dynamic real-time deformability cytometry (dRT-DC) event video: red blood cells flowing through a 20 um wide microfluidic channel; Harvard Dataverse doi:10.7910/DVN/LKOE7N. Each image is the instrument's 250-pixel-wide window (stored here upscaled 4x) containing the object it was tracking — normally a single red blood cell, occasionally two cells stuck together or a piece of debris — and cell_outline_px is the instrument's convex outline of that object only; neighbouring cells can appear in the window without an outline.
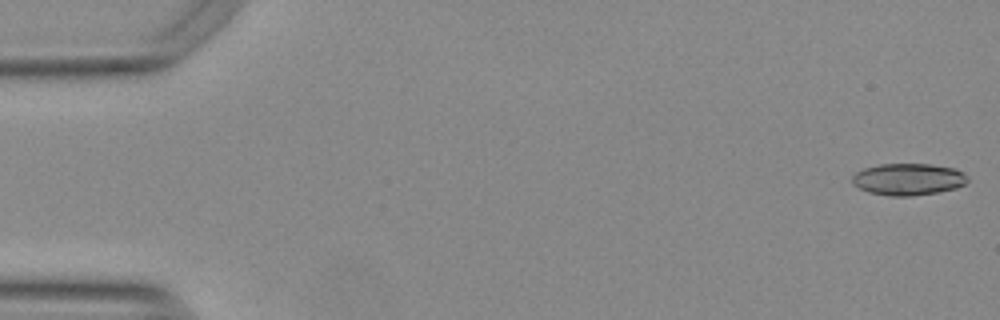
{"species": "Egyptian fruit bat (a non-hibernating species)", "species_latin": "Rousettus aegyptiacus", "temperature_condition": "warm", "stored_images_in_passage": 54, "camera_frame_rate_fps": 3000, "um_per_image_px": 0.085, "animal": {"sex": "female"}, "frame": {"image": 1, "passage_image": 1, "time_ms": 0.0, "image_size_px": [1000, 320], "cell_outline_px": [[968, 180], [964, 184], [956, 188], [936, 192], [912, 196], [892, 196], [868, 192], [852, 184], [852, 176], [856, 172], [864, 168], [880, 164], [928, 164], [956, 168], [964, 172], [968, 176]], "centroid_in_image_um": [77.21, 15.23], "position_along_channel_um": 7.8, "area_um2": 21.44}}
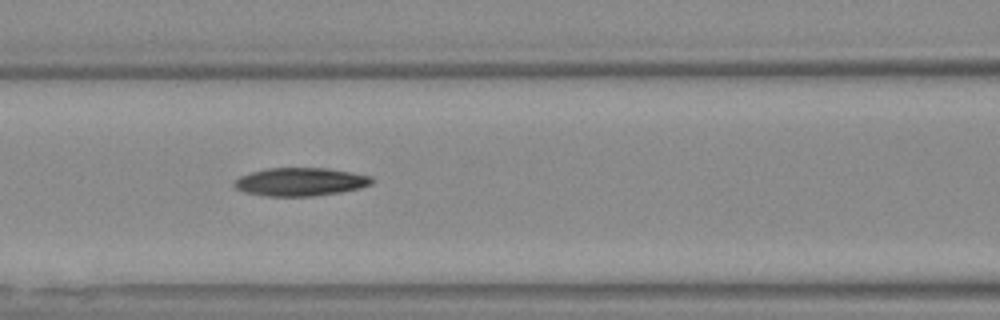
{"frame": {"image": 2, "passage_image": 23, "time_ms": 7.333, "image_size_px": [1000, 320], "cell_outline_px": [[372, 184], [360, 188], [340, 192], [312, 196], [268, 196], [244, 192], [236, 188], [232, 184], [240, 176], [264, 168], [328, 168], [352, 172], [372, 176]], "centroid_in_image_um": [25.54, 15.45], "position_along_channel_um": 141.1, "area_um2": 22.6}}
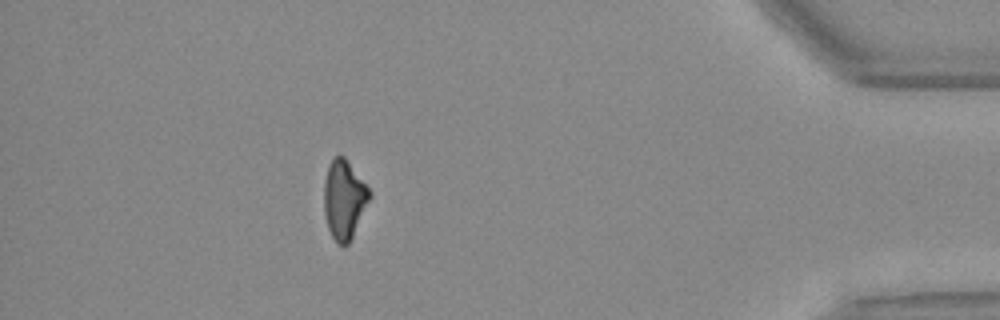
{"frame": {"image": 3, "passage_image": 48, "time_ms": 15.667, "image_size_px": [1000, 320], "cell_outline_px": [[372, 196], [348, 244], [344, 248], [336, 244], [328, 228], [324, 212], [324, 180], [328, 164], [336, 156], [344, 156], [372, 192]], "centroid_in_image_um": [29.24, 16.98], "position_along_channel_um": 406.0, "area_um2": 21.04}}